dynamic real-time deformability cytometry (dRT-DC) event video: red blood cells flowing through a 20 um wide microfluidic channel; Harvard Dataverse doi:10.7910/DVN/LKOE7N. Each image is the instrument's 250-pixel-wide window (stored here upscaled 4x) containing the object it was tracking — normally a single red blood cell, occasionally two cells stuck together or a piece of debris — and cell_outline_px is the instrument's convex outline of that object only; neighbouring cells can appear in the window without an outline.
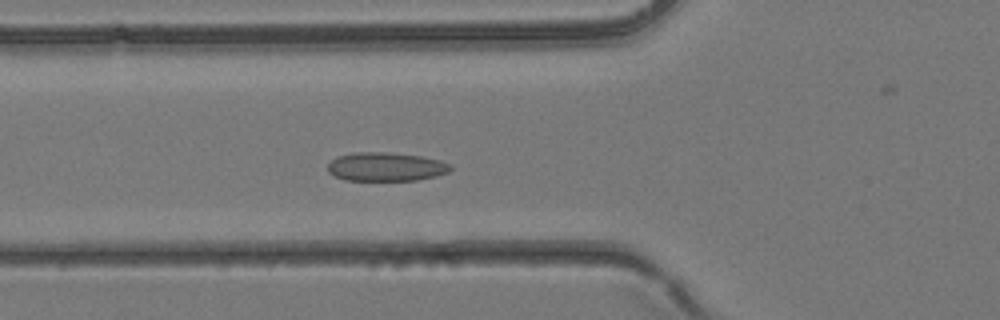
{"species": "common noctule bat (a hibernating species)", "species_latin": "Nyctalus noctula", "temperature_condition": "room temperature", "stored_images_in_passage": 30, "camera_frame_rate_fps": 3000, "um_per_image_px": 0.085, "animal": {"sex": "female", "body_mass_g": 24.6, "forearm_length_mm": 56.2}, "frame": {"image": 1, "passage_image": 5, "time_ms": 1.333, "image_size_px": [1000, 320], "cell_outline_px": [[452, 168], [448, 172], [436, 176], [416, 180], [344, 180], [332, 176], [328, 172], [328, 164], [332, 160], [340, 156], [356, 152], [384, 152], [420, 156], [440, 160], [448, 164]], "centroid_in_image_um": [32.77, 14.18], "position_along_channel_um": 93.0, "area_um2": 20.4}}
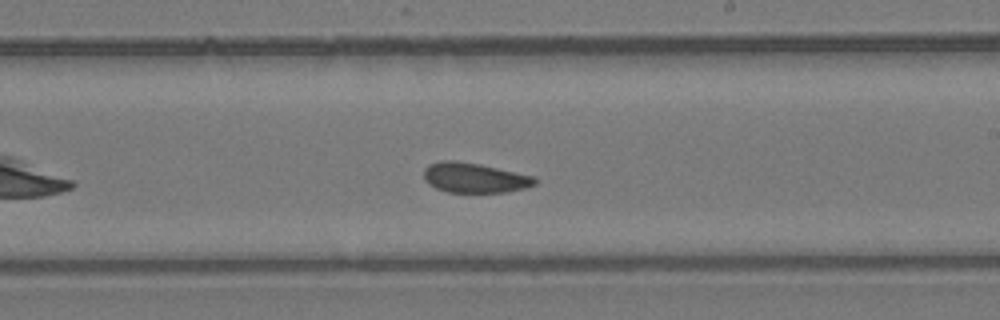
{"frame": {"image": 2, "passage_image": 14, "time_ms": 4.333, "image_size_px": [1000, 320], "cell_outline_px": [[536, 184], [524, 188], [504, 192], [448, 192], [436, 188], [428, 184], [424, 180], [424, 168], [428, 164], [440, 160], [456, 160], [480, 164], [536, 176]], "centroid_in_image_um": [40.31, 15.09], "position_along_channel_um": 248.7, "area_um2": 19.54}}
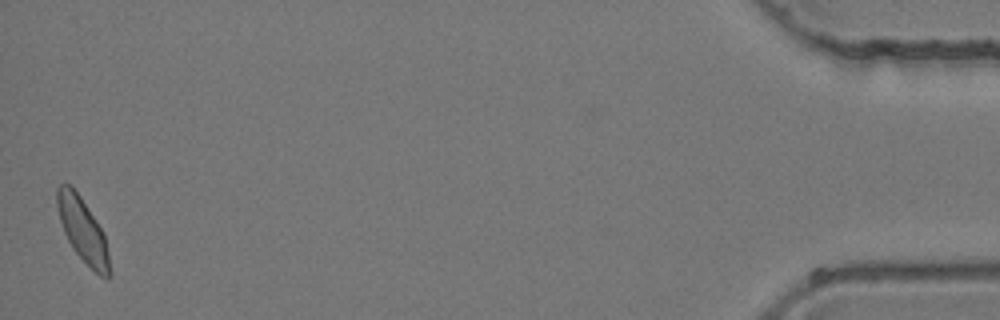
{"frame": {"image": 3, "passage_image": 30, "time_ms": 9.667, "image_size_px": [1000, 320], "cell_outline_px": [[112, 276], [108, 280], [100, 276], [72, 248], [64, 232], [60, 220], [56, 204], [56, 188], [60, 184], [68, 184], [80, 196], [100, 228], [104, 236], [108, 252]], "centroid_in_image_um": [7.03, 19.59], "position_along_channel_um": 428.2, "area_um2": 19.13}}